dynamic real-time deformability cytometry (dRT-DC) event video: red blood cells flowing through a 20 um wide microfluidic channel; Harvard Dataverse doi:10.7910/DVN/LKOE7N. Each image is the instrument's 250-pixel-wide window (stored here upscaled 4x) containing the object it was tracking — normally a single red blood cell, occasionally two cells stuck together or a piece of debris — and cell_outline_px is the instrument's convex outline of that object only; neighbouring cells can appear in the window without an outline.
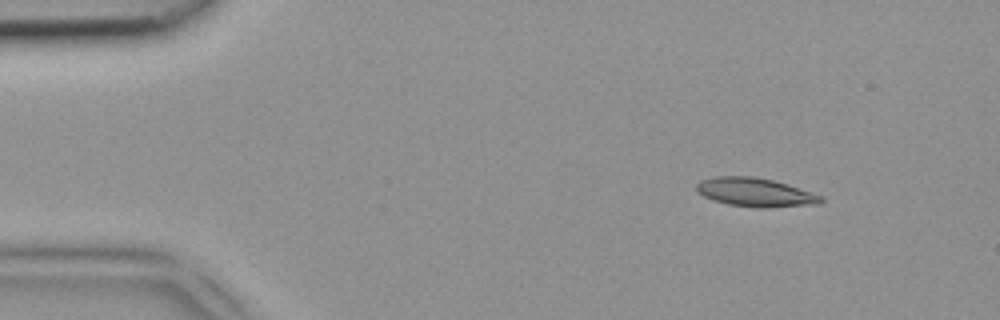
{"species": "common noctule bat (a hibernating species)", "species_latin": "Nyctalus noctula", "temperature_condition": "room temperature", "stored_images_in_passage": 5, "camera_frame_rate_fps": 3000, "um_per_image_px": 0.085, "animal": {"sex": "female", "body_mass_g": 18.4}, "frame": {"image": 1, "passage_image": 2, "time_ms": 0.333, "image_size_px": [1000, 320], "cell_outline_px": [[824, 200], [820, 204], [764, 208], [756, 208], [728, 204], [704, 196], [696, 192], [696, 184], [700, 180], [716, 176], [752, 176], [772, 180], [788, 184], [824, 196]], "centroid_in_image_um": [64.23, 16.35], "position_along_channel_um": 20.8, "area_um2": 20.98}}
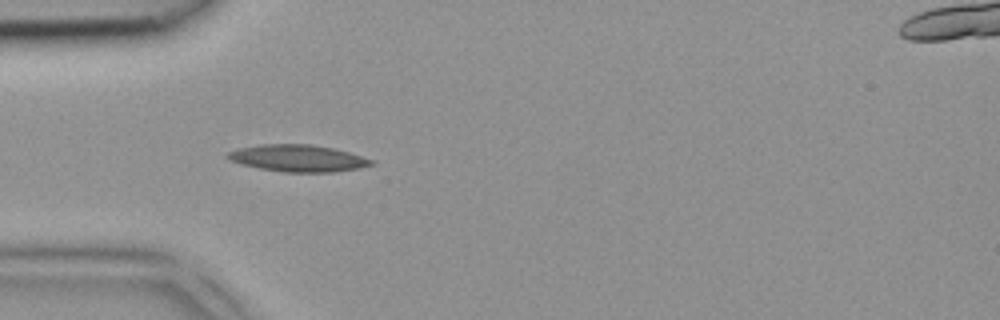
{"frame": {"image": 2, "passage_image": 3, "time_ms": 0.667, "image_size_px": [1000, 320], "cell_outline_px": [[376, 164], [360, 168], [332, 172], [284, 172], [260, 168], [240, 164], [228, 160], [224, 156], [228, 152], [240, 148], [260, 144], [308, 144], [332, 148], [348, 152], [376, 160]], "centroid_in_image_um": [25.33, 13.45], "position_along_channel_um": 59.7, "area_um2": 22.6}}